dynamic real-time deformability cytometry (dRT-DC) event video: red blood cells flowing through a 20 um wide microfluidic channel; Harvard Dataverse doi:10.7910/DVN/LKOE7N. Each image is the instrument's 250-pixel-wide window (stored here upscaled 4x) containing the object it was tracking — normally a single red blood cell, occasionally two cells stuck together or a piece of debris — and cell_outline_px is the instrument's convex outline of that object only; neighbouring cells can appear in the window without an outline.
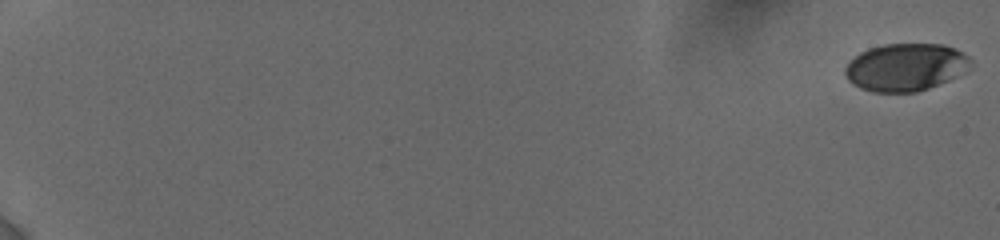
{"species": "human", "species_latin": "Homo sapiens", "temperature_condition": "cold", "stored_images_in_passage": 28, "camera_frame_rate_fps": 3000, "um_per_image_px": 0.085, "donor": {"sex": "female"}, "frame": {"image": 1, "passage_image": 1, "time_ms": 0.0, "image_size_px": [1000, 240], "cell_outline_px": [[972, 60], [956, 76], [948, 80], [928, 88], [916, 92], [872, 92], [860, 88], [852, 84], [848, 80], [844, 72], [844, 68], [860, 52], [868, 48], [884, 44], [944, 44], [956, 48], [968, 56]], "centroid_in_image_um": [76.93, 5.7], "position_along_channel_um": 8.1, "area_um2": 34.51}}
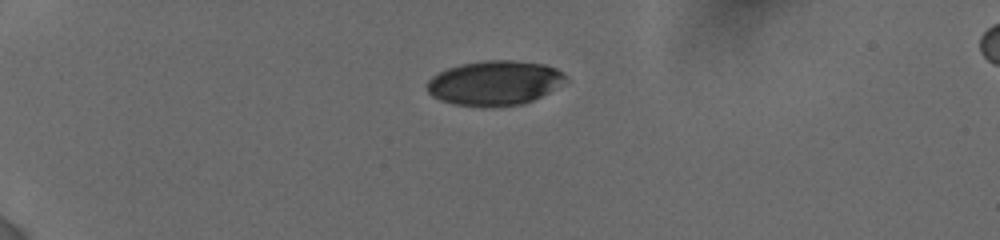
{"frame": {"image": 2, "passage_image": 18, "time_ms": 5.333, "image_size_px": [1000, 240], "cell_outline_px": [[564, 76], [548, 92], [524, 104], [492, 108], [456, 104], [440, 100], [432, 96], [428, 92], [428, 80], [432, 76], [448, 68], [460, 64], [484, 60], [512, 60], [544, 64], [556, 68]], "centroid_in_image_um": [41.96, 7.06], "position_along_channel_um": 43.0, "area_um2": 35.55}}